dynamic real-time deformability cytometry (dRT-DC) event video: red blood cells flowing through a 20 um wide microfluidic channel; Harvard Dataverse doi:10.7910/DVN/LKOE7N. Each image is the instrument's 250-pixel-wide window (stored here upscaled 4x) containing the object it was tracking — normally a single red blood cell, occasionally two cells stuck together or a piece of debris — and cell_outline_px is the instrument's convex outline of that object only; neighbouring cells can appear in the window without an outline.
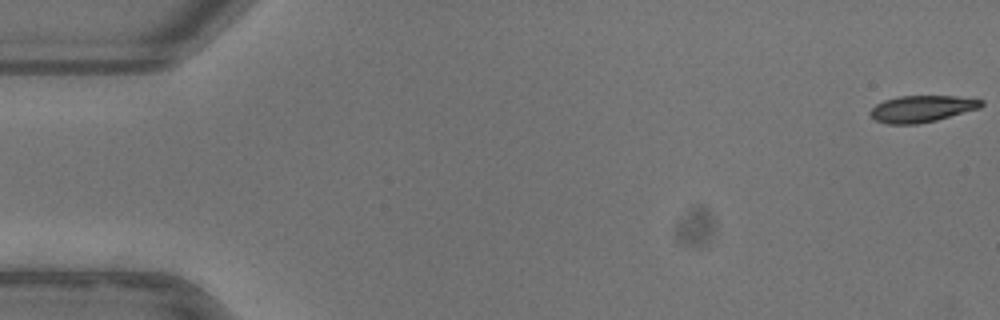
{"species": "common noctule bat (a hibernating species)", "species_latin": "Nyctalus noctula", "temperature_condition": "warm", "stored_images_in_passage": 53, "camera_frame_rate_fps": 3000, "um_per_image_px": 0.085, "animal": {"sex": "female"}, "frame": {"image": 1, "passage_image": 1, "time_ms": 0.0, "image_size_px": [1000, 320], "cell_outline_px": [[984, 104], [980, 108], [936, 120], [916, 124], [888, 124], [876, 120], [868, 112], [876, 104], [884, 100], [900, 96], [956, 96], [984, 100]], "centroid_in_image_um": [78.36, 9.24], "position_along_channel_um": 6.6, "area_um2": 17.17}}
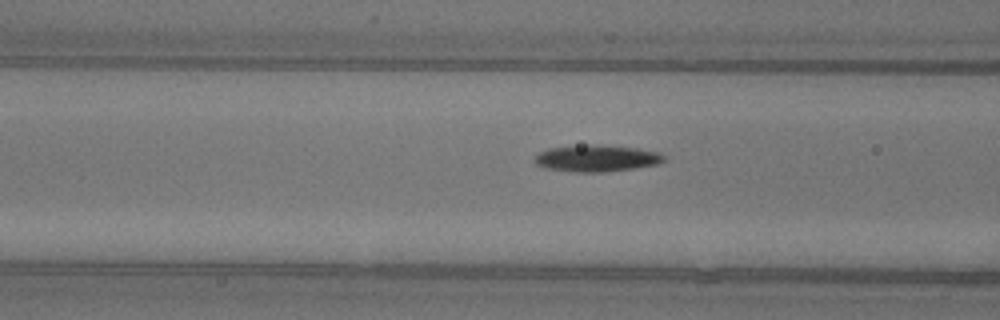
{"frame": {"image": 2, "passage_image": 21, "time_ms": 6.667, "image_size_px": [1000, 320], "cell_outline_px": [[664, 160], [656, 164], [636, 168], [604, 172], [576, 172], [544, 168], [536, 164], [532, 160], [540, 152], [548, 148], [588, 144], [596, 144], [640, 148], [660, 152], [664, 156]], "centroid_in_image_um": [50.7, 13.45], "position_along_channel_um": 115.9, "area_um2": 20.29}}
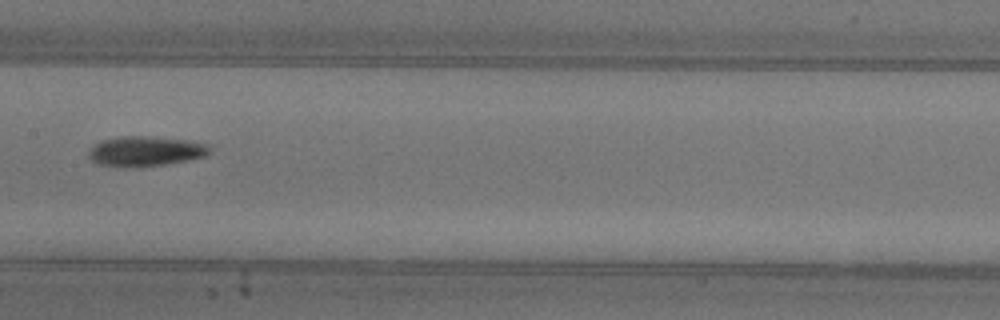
{"frame": {"image": 3, "passage_image": 27, "time_ms": 8.667, "image_size_px": [1000, 320], "cell_outline_px": [[212, 148], [204, 156], [188, 160], [164, 164], [136, 168], [132, 168], [96, 164], [88, 156], [88, 152], [96, 144], [104, 140], [124, 136], [148, 136], [188, 140], [212, 144]], "centroid_in_image_um": [12.4, 12.86], "position_along_channel_um": 195.0, "area_um2": 21.21}, "authors_computed_cell_mechanics": {"area_um2": 18.9006, "velocity_mm_per_s": 3.9507, "shape_relaxation_time_tau1_ms": 4.3576, "shape_relaxation_time_tau2_ms": 10.1221, "deformation_change_tau1": 0.1608, "deformation_change_tau2": 0.181}}